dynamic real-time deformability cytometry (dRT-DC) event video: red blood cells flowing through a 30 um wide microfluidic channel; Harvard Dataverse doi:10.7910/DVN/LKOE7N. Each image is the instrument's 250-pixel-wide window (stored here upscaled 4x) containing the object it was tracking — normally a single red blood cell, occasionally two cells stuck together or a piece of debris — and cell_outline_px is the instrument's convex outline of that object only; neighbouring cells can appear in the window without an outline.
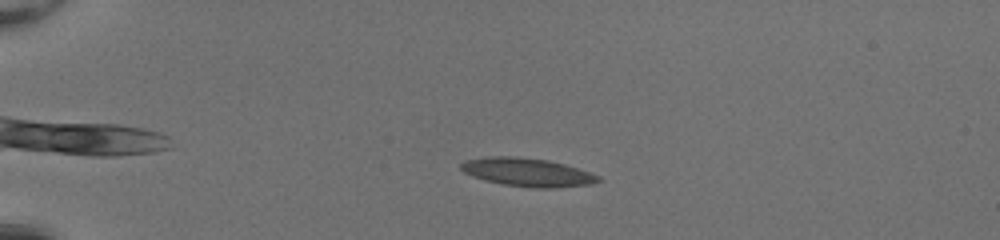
{"species": "common noctule bat (a hibernating species)", "species_latin": "Nyctalus noctula", "temperature_condition": "room temperature", "stored_images_in_passage": 52, "camera_frame_rate_fps": 3000, "um_per_image_px": 0.085, "animal": {"sex": "female", "body_mass_g": 20.0, "forearm_length_mm": 54.0}, "frame": {"image": 1, "passage_image": 14, "time_ms": 4.333, "image_size_px": [1000, 240], "cell_outline_px": [[604, 180], [592, 184], [552, 188], [532, 188], [504, 184], [484, 180], [472, 176], [464, 172], [460, 168], [460, 164], [464, 160], [488, 156], [516, 156], [548, 160], [564, 164], [600, 176]], "centroid_in_image_um": [44.82, 14.64], "position_along_channel_um": 40.2, "area_um2": 22.77}}
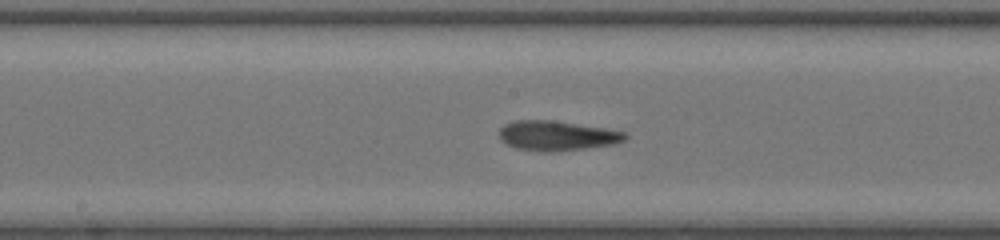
{"frame": {"image": 2, "passage_image": 30, "time_ms": 9.667, "image_size_px": [1000, 240], "cell_outline_px": [[628, 136], [624, 140], [616, 144], [588, 148], [552, 152], [540, 152], [516, 148], [500, 140], [500, 128], [504, 124], [516, 120], [556, 120], [628, 132]], "centroid_in_image_um": [47.37, 11.53], "position_along_channel_um": 200.8, "area_um2": 22.14}}
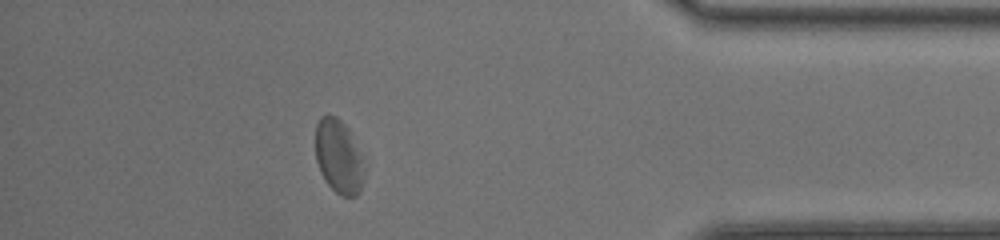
{"frame": {"image": 3, "passage_image": 47, "time_ms": 15.333, "image_size_px": [1000, 240], "cell_outline_px": [[364, 180], [360, 192], [356, 196], [340, 196], [324, 180], [320, 172], [316, 160], [316, 124], [320, 116], [328, 112], [336, 116], [348, 128], [360, 156]], "centroid_in_image_um": [28.75, 13.3], "position_along_channel_um": 406.5, "area_um2": 20.87}, "authors_computed_cell_mechanics": {"area_um2": 22.1085, "velocity_mm_per_s": 4.158, "shape_relaxation_time_tau1_ms": null, "shape_relaxation_time_tau2_ms": 2.0312, "deformation_change_tau1": null, "deformation_change_tau2": 0.0952}}